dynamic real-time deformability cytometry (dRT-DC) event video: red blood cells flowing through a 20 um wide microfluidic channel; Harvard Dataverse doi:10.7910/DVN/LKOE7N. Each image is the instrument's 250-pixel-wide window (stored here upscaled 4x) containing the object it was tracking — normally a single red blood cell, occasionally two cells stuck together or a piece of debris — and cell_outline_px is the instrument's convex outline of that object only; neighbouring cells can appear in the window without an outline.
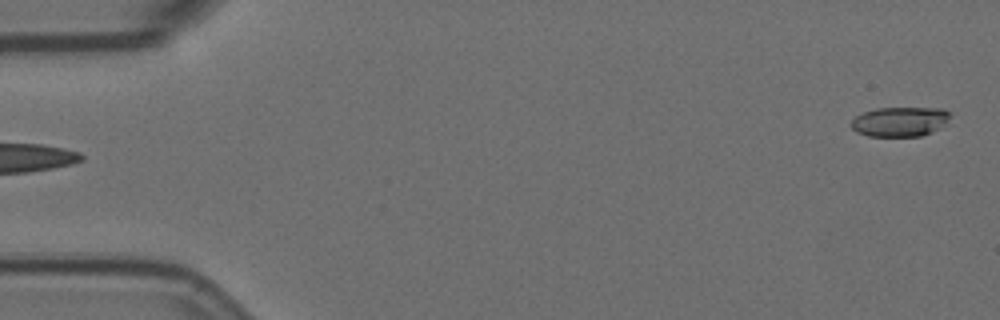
{"species": "Egyptian fruit bat (a non-hibernating species)", "species_latin": "Rousettus aegyptiacus", "temperature_condition": "room temperature", "stored_images_in_passage": 5, "segment_of_instrument_passage": [2, 2], "camera_frame_rate_fps": 3000, "um_per_image_px": 0.085, "animal": {"sex": "female"}, "frame": {"image": 1, "passage_image": 5, "time_ms": 1.333, "image_size_px": [1000, 320], "cell_outline_px": [[952, 112], [944, 124], [940, 128], [932, 132], [920, 136], [868, 136], [856, 132], [852, 128], [852, 120], [856, 116], [864, 112], [876, 108], [944, 108]], "centroid_in_image_um": [76.51, 10.33], "position_along_channel_um": 8.5, "area_um2": 17.11}}